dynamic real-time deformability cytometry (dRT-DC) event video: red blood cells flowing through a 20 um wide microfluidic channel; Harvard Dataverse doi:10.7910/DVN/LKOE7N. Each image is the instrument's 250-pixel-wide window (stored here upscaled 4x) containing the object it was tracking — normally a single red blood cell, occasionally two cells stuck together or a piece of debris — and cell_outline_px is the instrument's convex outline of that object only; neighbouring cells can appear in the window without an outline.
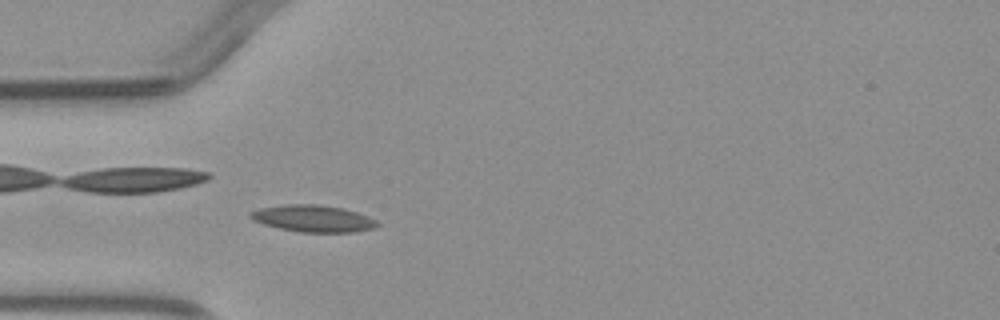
{"species": "common noctule bat (a hibernating species)", "species_latin": "Nyctalus noctula", "temperature_condition": "warm", "stored_images_in_passage": 5, "camera_frame_rate_fps": 3000, "um_per_image_px": 0.085, "animal": {"sex": "male", "body_mass_g": 23.1, "forearm_length_mm": 52.7}, "frame": {"image": 1, "passage_image": 5, "time_ms": 4.667, "image_size_px": [1000, 320], "cell_outline_px": [[380, 224], [372, 228], [352, 232], [300, 232], [280, 228], [264, 224], [252, 220], [248, 216], [248, 212], [260, 208], [288, 204], [316, 204], [340, 208], [356, 212], [368, 216], [376, 220]], "centroid_in_image_um": [26.57, 18.57], "position_along_channel_um": 58.4, "area_um2": 19.65}}